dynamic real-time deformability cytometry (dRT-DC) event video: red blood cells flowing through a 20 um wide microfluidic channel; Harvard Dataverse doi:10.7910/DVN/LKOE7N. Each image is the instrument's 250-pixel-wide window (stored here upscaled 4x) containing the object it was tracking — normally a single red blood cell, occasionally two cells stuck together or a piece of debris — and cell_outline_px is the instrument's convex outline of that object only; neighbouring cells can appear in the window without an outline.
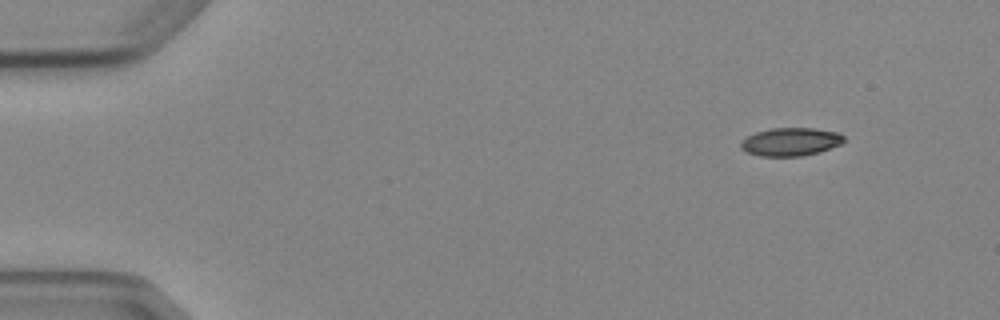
{"species": "Egyptian fruit bat (a non-hibernating species)", "species_latin": "Rousettus aegyptiacus", "temperature_condition": "cold", "stored_images_in_passage": 4, "camera_frame_rate_fps": 3000, "um_per_image_px": 0.085, "animal": {"sex": "female"}, "frame": {"image": 1, "passage_image": 1, "time_ms": 0.0, "image_size_px": [1000, 320], "cell_outline_px": [[844, 144], [816, 152], [800, 156], [760, 156], [748, 152], [740, 148], [740, 140], [756, 132], [772, 128], [812, 128], [840, 132], [844, 136]], "centroid_in_image_um": [67.21, 12.04], "position_along_channel_um": 17.8, "area_um2": 16.94}}
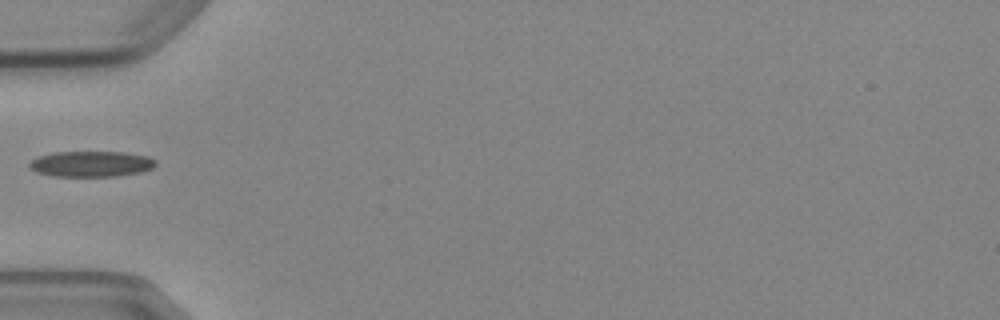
{"frame": {"image": 2, "passage_image": 4, "time_ms": 4.333, "image_size_px": [1000, 320], "cell_outline_px": [[156, 164], [152, 168], [140, 172], [120, 176], [52, 176], [36, 172], [28, 168], [28, 160], [36, 156], [56, 152], [124, 152], [148, 156], [156, 160]], "centroid_in_image_um": [7.7, 13.93], "position_along_channel_um": 77.3, "area_um2": 19.19}}